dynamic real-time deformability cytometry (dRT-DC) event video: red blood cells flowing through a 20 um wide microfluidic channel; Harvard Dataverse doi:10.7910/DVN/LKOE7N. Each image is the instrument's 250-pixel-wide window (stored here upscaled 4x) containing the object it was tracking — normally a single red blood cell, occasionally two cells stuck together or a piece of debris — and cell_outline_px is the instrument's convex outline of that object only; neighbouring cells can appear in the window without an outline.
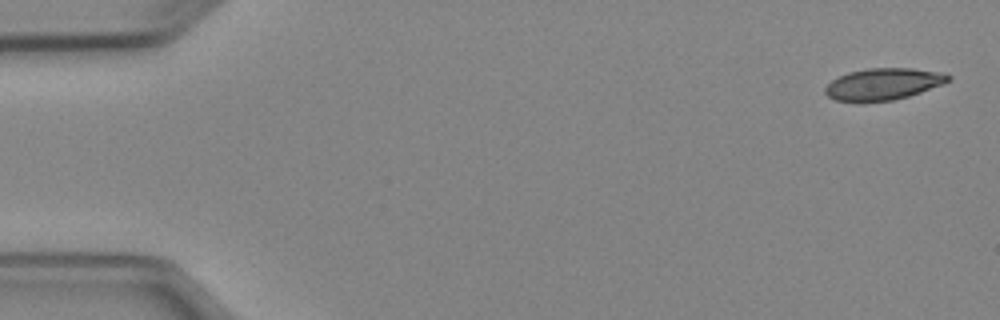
{"species": "Egyptian fruit bat (a non-hibernating species)", "species_latin": "Rousettus aegyptiacus", "temperature_condition": "cold", "stored_images_in_passage": 6, "camera_frame_rate_fps": 3000, "um_per_image_px": 0.085, "animal": {"sex": "female"}, "frame": {"image": 1, "passage_image": 1, "time_ms": 0.0, "image_size_px": [1000, 320], "cell_outline_px": [[952, 80], [944, 84], [908, 96], [892, 100], [860, 104], [836, 100], [828, 96], [824, 92], [824, 88], [832, 80], [848, 72], [868, 68], [912, 68], [944, 72], [952, 76]], "centroid_in_image_um": [75.09, 7.16], "position_along_channel_um": 9.9, "area_um2": 23.29}}
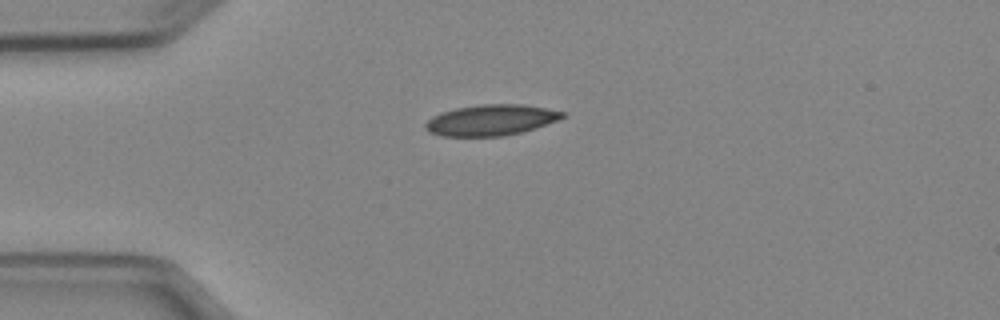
{"frame": {"image": 2, "passage_image": 4, "time_ms": 3.667, "image_size_px": [1000, 320], "cell_outline_px": [[564, 116], [560, 120], [536, 128], [504, 136], [440, 136], [428, 132], [424, 128], [424, 124], [432, 116], [440, 112], [456, 108], [480, 104], [524, 104], [564, 112]], "centroid_in_image_um": [41.7, 10.21], "position_along_channel_um": 43.3, "area_um2": 24.8}}